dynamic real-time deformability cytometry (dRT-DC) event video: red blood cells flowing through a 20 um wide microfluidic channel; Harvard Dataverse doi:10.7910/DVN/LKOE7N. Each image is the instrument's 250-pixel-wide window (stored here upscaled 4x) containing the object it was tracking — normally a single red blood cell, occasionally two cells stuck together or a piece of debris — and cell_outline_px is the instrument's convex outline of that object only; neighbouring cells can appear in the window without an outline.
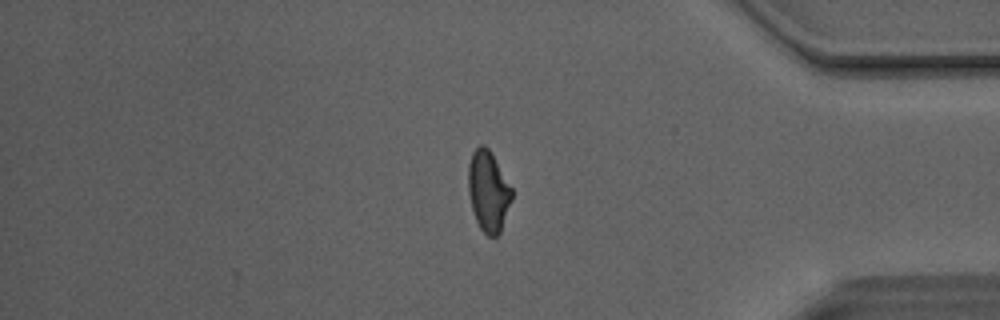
{"species": "Egyptian fruit bat (a non-hibernating species)", "species_latin": "Rousettus aegyptiacus", "temperature_condition": "room temperature", "stored_images_in_passage": 42, "camera_frame_rate_fps": 3000, "um_per_image_px": 0.085, "animal": {"sex": "male"}, "frame": {"image": 1, "passage_image": 42, "time_ms": 13.667, "image_size_px": [1000, 320], "cell_outline_px": [[512, 200], [500, 232], [496, 236], [488, 236], [480, 228], [476, 220], [472, 208], [468, 192], [468, 164], [472, 152], [480, 144], [484, 144], [488, 148], [512, 188]], "centroid_in_image_um": [41.49, 16.24], "position_along_channel_um": 393.7, "area_um2": 20.35}, "authors_computed_cell_mechanics": {"area_um2": 21.3282, "velocity_mm_per_s": 4.1459, "shape_relaxation_time_tau1_ms": 8.5419, "shape_relaxation_time_tau2_ms": 1.8511, "deformation_change_tau1": 0.2206, "deformation_change_tau2": 0.0879}}